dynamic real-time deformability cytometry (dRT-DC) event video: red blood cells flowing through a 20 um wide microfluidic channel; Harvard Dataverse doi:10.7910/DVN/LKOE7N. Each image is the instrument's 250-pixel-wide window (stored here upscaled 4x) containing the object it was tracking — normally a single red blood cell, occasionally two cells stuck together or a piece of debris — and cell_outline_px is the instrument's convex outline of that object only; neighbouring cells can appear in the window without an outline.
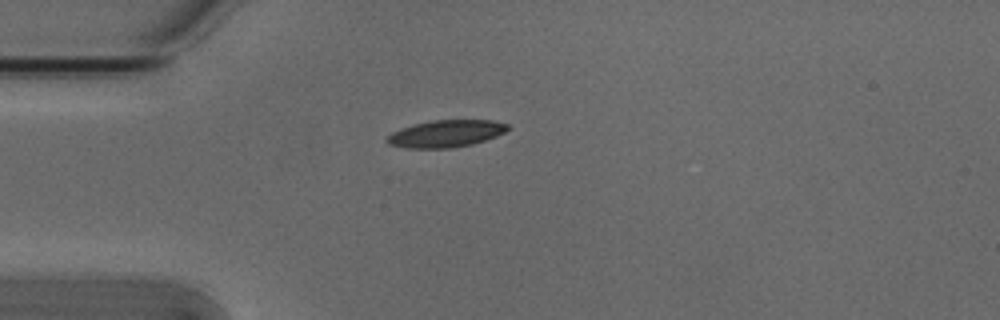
{"species": "Egyptian fruit bat (a non-hibernating species)", "species_latin": "Rousettus aegyptiacus", "temperature_condition": "cold", "stored_images_in_passage": 2, "camera_frame_rate_fps": 3000, "um_per_image_px": 0.085, "animal": {"sex": "male"}, "frame": {"image": 1, "passage_image": 1, "time_ms": 0.0, "image_size_px": [1000, 320], "cell_outline_px": [[512, 128], [496, 136], [472, 144], [448, 148], [404, 148], [388, 144], [384, 140], [392, 132], [400, 128], [432, 120], [492, 120], [508, 124]], "centroid_in_image_um": [37.89, 11.36], "position_along_channel_um": 47.1, "area_um2": 19.07}}